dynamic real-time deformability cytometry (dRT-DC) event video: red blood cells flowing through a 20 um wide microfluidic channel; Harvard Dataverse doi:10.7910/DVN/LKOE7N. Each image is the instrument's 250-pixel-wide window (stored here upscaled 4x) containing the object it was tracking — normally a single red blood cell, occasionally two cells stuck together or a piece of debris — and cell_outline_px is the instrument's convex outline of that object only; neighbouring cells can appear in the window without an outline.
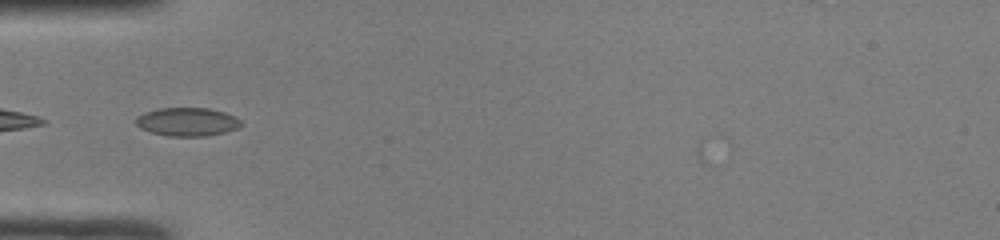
{"species": "common noctule bat (a hibernating species)", "species_latin": "Nyctalus noctula", "temperature_condition": "room temperature", "stored_images_in_passage": 46, "camera_frame_rate_fps": 3000, "um_per_image_px": 0.085, "animal": {"sex": "male", "body_mass_g": 19.0, "forearm_length_mm": 50.8}, "frame": {"image": 1, "passage_image": 15, "time_ms": 4.667, "image_size_px": [1000, 240], "cell_outline_px": [[244, 124], [236, 128], [224, 132], [208, 136], [168, 136], [152, 132], [140, 128], [136, 124], [136, 116], [144, 112], [160, 108], [208, 108], [224, 112], [236, 116]], "centroid_in_image_um": [15.92, 10.35], "position_along_channel_um": 69.1, "area_um2": 17.46}}
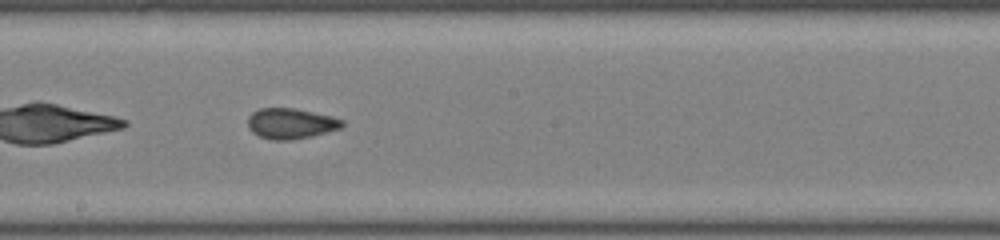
{"frame": {"image": 2, "passage_image": 26, "time_ms": 8.333, "image_size_px": [1000, 240], "cell_outline_px": [[344, 124], [340, 128], [312, 136], [292, 140], [272, 140], [260, 136], [252, 132], [248, 128], [248, 116], [252, 112], [260, 108], [296, 108], [332, 116], [344, 120]], "centroid_in_image_um": [24.71, 10.49], "position_along_channel_um": 223.5, "area_um2": 16.88}}
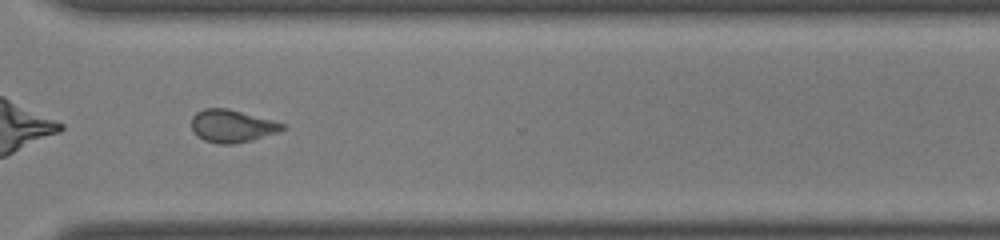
{"frame": {"image": 3, "passage_image": 35, "time_ms": 11.333, "image_size_px": [1000, 240], "cell_outline_px": [[288, 128], [252, 140], [232, 144], [220, 144], [204, 140], [196, 136], [192, 128], [192, 116], [196, 112], [204, 108], [228, 108], [272, 120], [284, 124]], "centroid_in_image_um": [19.7, 10.71], "position_along_channel_um": 350.9, "area_um2": 17.22}, "authors_computed_cell_mechanics": {"area_um2": 17.2822, "velocity_mm_per_s": 4.2232, "shape_relaxation_time_tau1_ms": 9.4702, "shape_relaxation_time_tau2_ms": 2.0585, "deformation_change_tau1": 0.1415, "deformation_change_tau2": 0.0716}}